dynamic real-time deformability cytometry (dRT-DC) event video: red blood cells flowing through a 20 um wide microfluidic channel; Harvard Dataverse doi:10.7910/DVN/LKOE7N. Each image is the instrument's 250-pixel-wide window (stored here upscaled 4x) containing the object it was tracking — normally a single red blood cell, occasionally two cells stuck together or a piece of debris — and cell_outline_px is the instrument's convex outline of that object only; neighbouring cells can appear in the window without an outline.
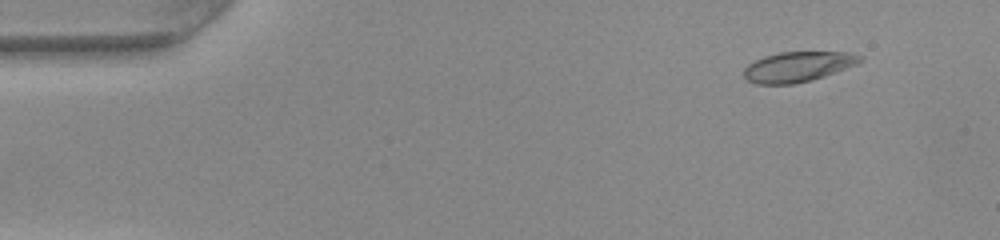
{"species": "common noctule bat (a hibernating species)", "species_latin": "Nyctalus noctula", "temperature_condition": "warm", "stored_images_in_passage": 48, "camera_frame_rate_fps": 3000, "um_per_image_px": 0.085, "animal": {"sex": "female", "body_mass_g": 22.0, "forearm_length_mm": 56.7}, "frame": {"image": 1, "passage_image": 3, "time_ms": 0.667, "image_size_px": [1000, 240], "cell_outline_px": [[864, 60], [856, 64], [824, 76], [812, 80], [792, 84], [756, 84], [748, 80], [744, 76], [744, 68], [748, 64], [764, 56], [780, 52], [852, 52], [864, 56]], "centroid_in_image_um": [67.84, 5.66], "position_along_channel_um": 17.2, "area_um2": 20.4}}
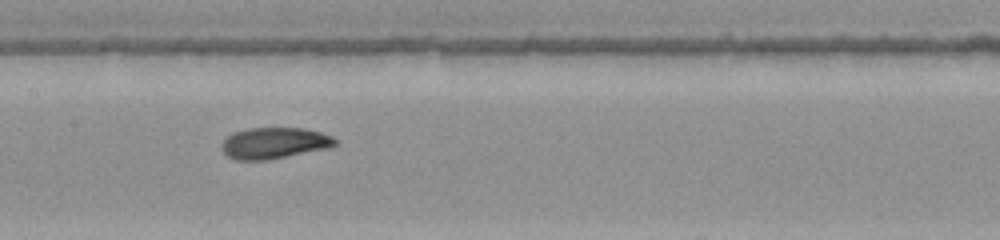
{"frame": {"image": 2, "passage_image": 23, "time_ms": 7.333, "image_size_px": [1000, 240], "cell_outline_px": [[340, 140], [336, 144], [328, 148], [268, 160], [236, 160], [228, 156], [220, 148], [220, 144], [228, 136], [236, 132], [252, 128], [304, 128], [320, 132], [332, 136]], "centroid_in_image_um": [23.33, 12.17], "position_along_channel_um": 184.1, "area_um2": 20.63}}
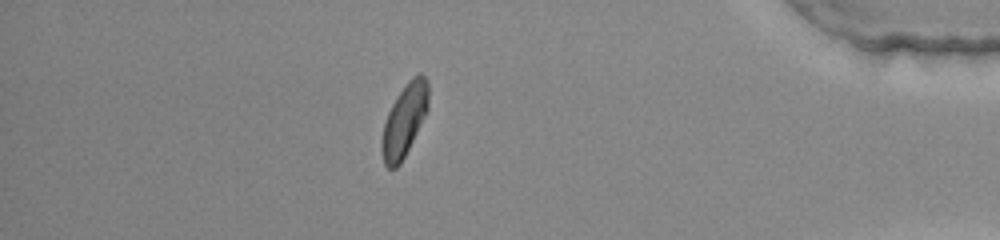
{"frame": {"image": 3, "passage_image": 42, "time_ms": 13.667, "image_size_px": [1000, 240], "cell_outline_px": [[428, 108], [400, 164], [396, 168], [388, 168], [384, 164], [380, 148], [380, 144], [384, 124], [388, 112], [392, 104], [408, 80], [420, 72], [428, 80]], "centroid_in_image_um": [34.35, 10.22], "position_along_channel_um": 400.9, "area_um2": 19.31}, "authors_computed_cell_mechanics": {"area_um2": 20.2589, "velocity_mm_per_s": 4.0635, "shape_relaxation_time_tau1_ms": 4.0797, "shape_relaxation_time_tau2_ms": 1.9077, "deformation_change_tau1": 0.1414, "deformation_change_tau2": 0.0677}}